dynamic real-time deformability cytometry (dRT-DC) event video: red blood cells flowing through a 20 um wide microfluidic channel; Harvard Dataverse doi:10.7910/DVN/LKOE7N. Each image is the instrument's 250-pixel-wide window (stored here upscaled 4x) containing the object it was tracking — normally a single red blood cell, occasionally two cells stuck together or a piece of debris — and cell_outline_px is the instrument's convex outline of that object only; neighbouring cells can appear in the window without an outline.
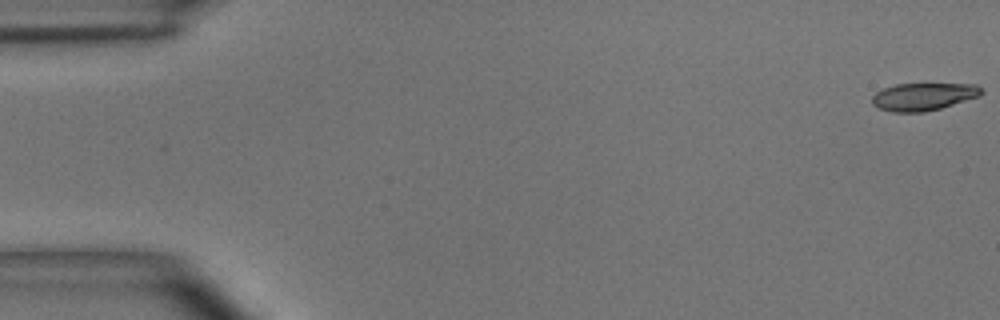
{"species": "common noctule bat (a hibernating species)", "species_latin": "Nyctalus noctula", "temperature_condition": "room temperature", "stored_images_in_passage": 51, "camera_frame_rate_fps": 3000, "um_per_image_px": 0.085, "animal": {"sex": "male", "body_mass_g": 15.6}, "frame": {"image": 1, "passage_image": 1, "time_ms": 0.0, "image_size_px": [1000, 320], "cell_outline_px": [[984, 92], [980, 96], [940, 108], [924, 112], [892, 112], [880, 108], [872, 104], [872, 96], [876, 92], [884, 88], [896, 84], [976, 84]], "centroid_in_image_um": [78.49, 8.21], "position_along_channel_um": 6.5, "area_um2": 17.46}}
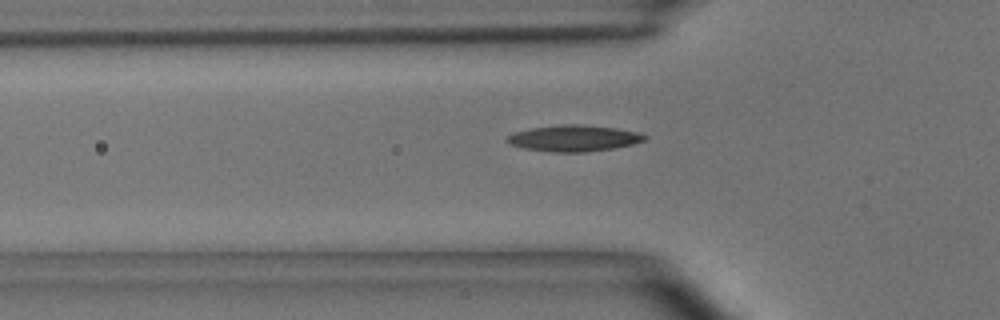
{"frame": {"image": 2, "passage_image": 17, "time_ms": 5.333, "image_size_px": [1000, 320], "cell_outline_px": [[648, 136], [644, 140], [632, 144], [612, 148], [584, 152], [552, 152], [524, 148], [512, 144], [504, 140], [508, 136], [516, 132], [532, 128], [564, 124], [580, 124], [616, 128], [636, 132]], "centroid_in_image_um": [48.77, 11.75], "position_along_channel_um": 77.0, "area_um2": 20.69}}
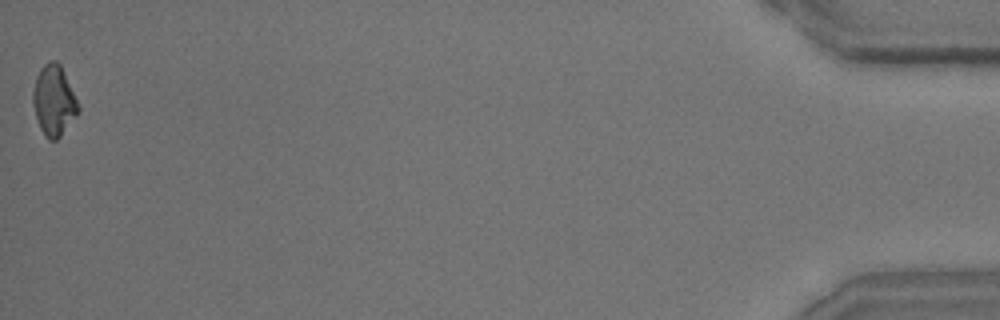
{"frame": {"image": 3, "passage_image": 51, "time_ms": 16.667, "image_size_px": [1000, 320], "cell_outline_px": [[80, 112], [60, 136], [56, 140], [48, 140], [44, 136], [40, 128], [36, 116], [32, 100], [32, 92], [36, 76], [40, 68], [48, 60], [56, 60], [60, 64], [80, 108]], "centroid_in_image_um": [4.56, 8.55], "position_along_channel_um": 430.6, "area_um2": 18.55}, "authors_computed_cell_mechanics": {"area_um2": 18.8428, "velocity_mm_per_s": 3.9403, "shape_relaxation_time_tau1_ms": 6.2354, "shape_relaxation_time_tau2_ms": 4.7188, "deformation_change_tau1": 0.1786, "deformation_change_tau2": 0.1394}}